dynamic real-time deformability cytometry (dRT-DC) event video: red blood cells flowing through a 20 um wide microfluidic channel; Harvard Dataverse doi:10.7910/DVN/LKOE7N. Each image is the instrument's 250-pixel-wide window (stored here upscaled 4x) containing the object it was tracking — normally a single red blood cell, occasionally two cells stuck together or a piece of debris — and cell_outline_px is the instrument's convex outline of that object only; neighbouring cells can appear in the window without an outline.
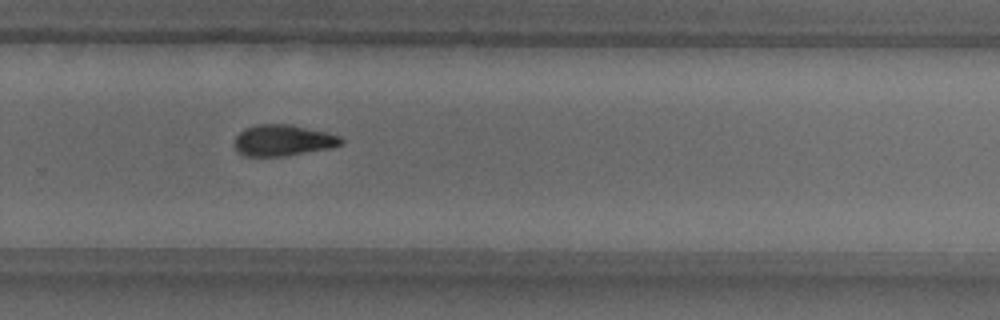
{"species": "common noctule bat (a hibernating species)", "species_latin": "Nyctalus noctula", "temperature_condition": "warm", "stored_images_in_passage": 52, "camera_frame_rate_fps": 3000, "um_per_image_px": 0.085, "animal": {"sex": "male", "body_mass_g": 18.8}, "frame": {"image": 1, "passage_image": 34, "time_ms": 11.0, "image_size_px": [1000, 320], "cell_outline_px": [[344, 144], [332, 148], [284, 156], [244, 156], [236, 152], [236, 136], [244, 128], [256, 124], [288, 124], [328, 132], [340, 136], [344, 140]], "centroid_in_image_um": [24.09, 11.93], "position_along_channel_um": 305.7, "area_um2": 19.54}}
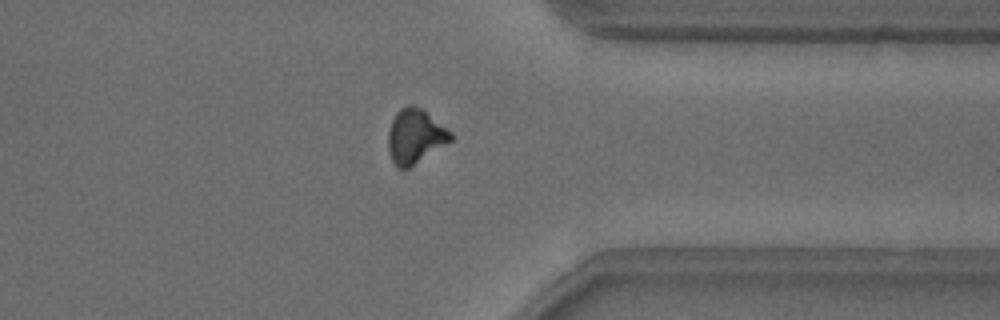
{"frame": {"image": 2, "passage_image": 40, "time_ms": 13.0, "image_size_px": [1000, 320], "cell_outline_px": [[452, 140], [408, 168], [396, 168], [392, 160], [388, 148], [388, 132], [392, 120], [396, 112], [400, 108], [408, 104], [412, 104], [420, 108], [452, 132]], "centroid_in_image_um": [35.26, 11.57], "position_along_channel_um": 376.1, "area_um2": 19.54}}
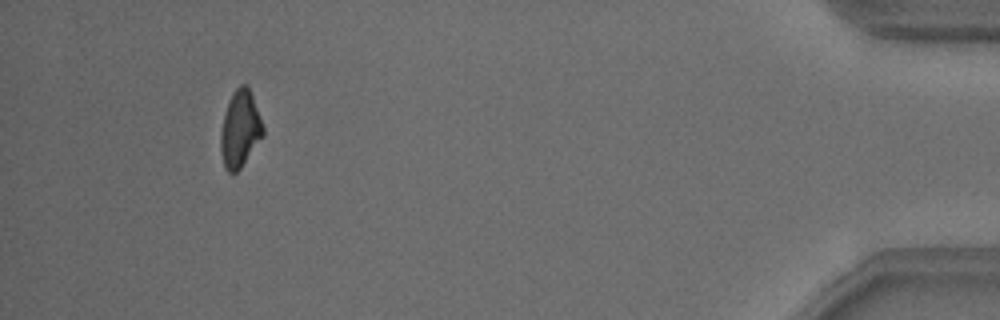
{"frame": {"image": 3, "passage_image": 48, "time_ms": 15.667, "image_size_px": [1000, 320], "cell_outline_px": [[264, 136], [240, 168], [236, 172], [228, 172], [224, 168], [220, 152], [220, 132], [228, 100], [232, 92], [240, 84], [248, 84], [264, 128]], "centroid_in_image_um": [20.39, 10.96], "position_along_channel_um": 414.8, "area_um2": 19.07}, "authors_computed_cell_mechanics": {"area_um2": 19.4208, "velocity_mm_per_s": 3.856, "shape_relaxation_time_tau1_ms": 6.9087, "shape_relaxation_time_tau2_ms": null, "deformation_change_tau1": 0.1692, "deformation_change_tau2": null}}